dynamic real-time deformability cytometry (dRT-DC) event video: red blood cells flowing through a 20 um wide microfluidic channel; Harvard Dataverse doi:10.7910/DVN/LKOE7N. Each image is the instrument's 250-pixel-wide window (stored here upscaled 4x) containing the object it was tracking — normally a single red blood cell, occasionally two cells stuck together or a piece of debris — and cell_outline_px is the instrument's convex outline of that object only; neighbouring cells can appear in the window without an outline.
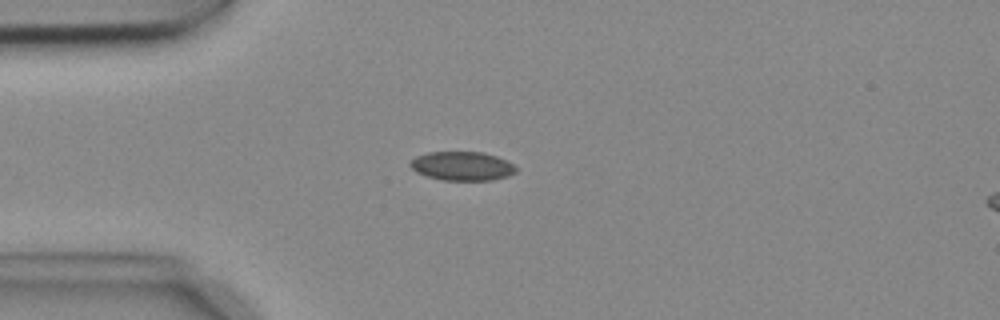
{"species": "common noctule bat (a hibernating species)", "species_latin": "Nyctalus noctula", "temperature_condition": "cold", "stored_images_in_passage": 5, "camera_frame_rate_fps": 3000, "um_per_image_px": 0.085, "animal": {"sex": "female", "body_mass_g": 18.4}, "frame": {"image": 1, "passage_image": 4, "time_ms": 1.0, "image_size_px": [1000, 320], "cell_outline_px": [[516, 172], [508, 176], [492, 180], [440, 180], [416, 172], [408, 164], [416, 156], [428, 152], [484, 152], [508, 160], [516, 168]], "centroid_in_image_um": [39.29, 14.11], "position_along_channel_um": 45.7, "area_um2": 17.86}}